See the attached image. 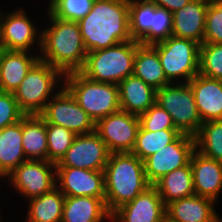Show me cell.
<instances>
[{"label":"cell","mask_w":222,"mask_h":222,"mask_svg":"<svg viewBox=\"0 0 222 222\" xmlns=\"http://www.w3.org/2000/svg\"><path fill=\"white\" fill-rule=\"evenodd\" d=\"M24 115L14 94L0 91V130L19 122Z\"/></svg>","instance_id":"obj_38"},{"label":"cell","mask_w":222,"mask_h":222,"mask_svg":"<svg viewBox=\"0 0 222 222\" xmlns=\"http://www.w3.org/2000/svg\"><path fill=\"white\" fill-rule=\"evenodd\" d=\"M139 127L138 115L120 109L100 119L95 124V131L110 153H123L134 148Z\"/></svg>","instance_id":"obj_12"},{"label":"cell","mask_w":222,"mask_h":222,"mask_svg":"<svg viewBox=\"0 0 222 222\" xmlns=\"http://www.w3.org/2000/svg\"><path fill=\"white\" fill-rule=\"evenodd\" d=\"M155 8L150 0H130L129 28L132 40L139 41L151 29Z\"/></svg>","instance_id":"obj_31"},{"label":"cell","mask_w":222,"mask_h":222,"mask_svg":"<svg viewBox=\"0 0 222 222\" xmlns=\"http://www.w3.org/2000/svg\"><path fill=\"white\" fill-rule=\"evenodd\" d=\"M199 74L222 80V43H203L200 45Z\"/></svg>","instance_id":"obj_33"},{"label":"cell","mask_w":222,"mask_h":222,"mask_svg":"<svg viewBox=\"0 0 222 222\" xmlns=\"http://www.w3.org/2000/svg\"><path fill=\"white\" fill-rule=\"evenodd\" d=\"M39 60L28 51L0 49V91L14 93Z\"/></svg>","instance_id":"obj_21"},{"label":"cell","mask_w":222,"mask_h":222,"mask_svg":"<svg viewBox=\"0 0 222 222\" xmlns=\"http://www.w3.org/2000/svg\"><path fill=\"white\" fill-rule=\"evenodd\" d=\"M6 177L19 194L31 199L56 187V164L48 160L28 159Z\"/></svg>","instance_id":"obj_10"},{"label":"cell","mask_w":222,"mask_h":222,"mask_svg":"<svg viewBox=\"0 0 222 222\" xmlns=\"http://www.w3.org/2000/svg\"><path fill=\"white\" fill-rule=\"evenodd\" d=\"M166 78L174 83L181 78L188 83L199 73L200 44L191 39L169 36L166 40L153 44Z\"/></svg>","instance_id":"obj_8"},{"label":"cell","mask_w":222,"mask_h":222,"mask_svg":"<svg viewBox=\"0 0 222 222\" xmlns=\"http://www.w3.org/2000/svg\"><path fill=\"white\" fill-rule=\"evenodd\" d=\"M110 152L96 131L76 135L56 167H76L86 170L103 171Z\"/></svg>","instance_id":"obj_13"},{"label":"cell","mask_w":222,"mask_h":222,"mask_svg":"<svg viewBox=\"0 0 222 222\" xmlns=\"http://www.w3.org/2000/svg\"><path fill=\"white\" fill-rule=\"evenodd\" d=\"M63 77L56 67L39 60L13 93L19 109L25 115H40Z\"/></svg>","instance_id":"obj_6"},{"label":"cell","mask_w":222,"mask_h":222,"mask_svg":"<svg viewBox=\"0 0 222 222\" xmlns=\"http://www.w3.org/2000/svg\"><path fill=\"white\" fill-rule=\"evenodd\" d=\"M188 83L202 122L222 120V80L198 73Z\"/></svg>","instance_id":"obj_17"},{"label":"cell","mask_w":222,"mask_h":222,"mask_svg":"<svg viewBox=\"0 0 222 222\" xmlns=\"http://www.w3.org/2000/svg\"><path fill=\"white\" fill-rule=\"evenodd\" d=\"M203 43H222V0L208 5Z\"/></svg>","instance_id":"obj_36"},{"label":"cell","mask_w":222,"mask_h":222,"mask_svg":"<svg viewBox=\"0 0 222 222\" xmlns=\"http://www.w3.org/2000/svg\"><path fill=\"white\" fill-rule=\"evenodd\" d=\"M166 206L157 189L151 185L134 200L111 214L112 222H162Z\"/></svg>","instance_id":"obj_16"},{"label":"cell","mask_w":222,"mask_h":222,"mask_svg":"<svg viewBox=\"0 0 222 222\" xmlns=\"http://www.w3.org/2000/svg\"><path fill=\"white\" fill-rule=\"evenodd\" d=\"M111 220L105 198L89 196L66 197L61 222H102Z\"/></svg>","instance_id":"obj_23"},{"label":"cell","mask_w":222,"mask_h":222,"mask_svg":"<svg viewBox=\"0 0 222 222\" xmlns=\"http://www.w3.org/2000/svg\"><path fill=\"white\" fill-rule=\"evenodd\" d=\"M156 104L171 116L175 128L195 136L202 125L189 83H171L156 90Z\"/></svg>","instance_id":"obj_7"},{"label":"cell","mask_w":222,"mask_h":222,"mask_svg":"<svg viewBox=\"0 0 222 222\" xmlns=\"http://www.w3.org/2000/svg\"><path fill=\"white\" fill-rule=\"evenodd\" d=\"M66 196L54 187L51 191L29 199L27 222H61Z\"/></svg>","instance_id":"obj_28"},{"label":"cell","mask_w":222,"mask_h":222,"mask_svg":"<svg viewBox=\"0 0 222 222\" xmlns=\"http://www.w3.org/2000/svg\"><path fill=\"white\" fill-rule=\"evenodd\" d=\"M190 165L193 176L194 193L215 202L222 191V163L203 156L198 151L192 153Z\"/></svg>","instance_id":"obj_19"},{"label":"cell","mask_w":222,"mask_h":222,"mask_svg":"<svg viewBox=\"0 0 222 222\" xmlns=\"http://www.w3.org/2000/svg\"><path fill=\"white\" fill-rule=\"evenodd\" d=\"M140 126L145 131L176 129L170 114L158 104L152 105L146 112L139 115Z\"/></svg>","instance_id":"obj_37"},{"label":"cell","mask_w":222,"mask_h":222,"mask_svg":"<svg viewBox=\"0 0 222 222\" xmlns=\"http://www.w3.org/2000/svg\"><path fill=\"white\" fill-rule=\"evenodd\" d=\"M153 186L157 189L165 206L173 201L194 195L190 163L162 176Z\"/></svg>","instance_id":"obj_27"},{"label":"cell","mask_w":222,"mask_h":222,"mask_svg":"<svg viewBox=\"0 0 222 222\" xmlns=\"http://www.w3.org/2000/svg\"><path fill=\"white\" fill-rule=\"evenodd\" d=\"M2 14L0 12V49L30 53L29 48L38 42L41 48L42 32L36 31V26L24 10L17 9L12 13ZM37 35L39 39L36 38Z\"/></svg>","instance_id":"obj_14"},{"label":"cell","mask_w":222,"mask_h":222,"mask_svg":"<svg viewBox=\"0 0 222 222\" xmlns=\"http://www.w3.org/2000/svg\"><path fill=\"white\" fill-rule=\"evenodd\" d=\"M56 182H58L56 187L66 197L89 196L105 198L103 171L76 167H56Z\"/></svg>","instance_id":"obj_15"},{"label":"cell","mask_w":222,"mask_h":222,"mask_svg":"<svg viewBox=\"0 0 222 222\" xmlns=\"http://www.w3.org/2000/svg\"><path fill=\"white\" fill-rule=\"evenodd\" d=\"M48 15L51 26L41 31L40 60L63 75L79 72L87 51L77 21L58 18L50 11Z\"/></svg>","instance_id":"obj_2"},{"label":"cell","mask_w":222,"mask_h":222,"mask_svg":"<svg viewBox=\"0 0 222 222\" xmlns=\"http://www.w3.org/2000/svg\"><path fill=\"white\" fill-rule=\"evenodd\" d=\"M120 109L140 115L156 103V89L134 75L126 77L119 84Z\"/></svg>","instance_id":"obj_22"},{"label":"cell","mask_w":222,"mask_h":222,"mask_svg":"<svg viewBox=\"0 0 222 222\" xmlns=\"http://www.w3.org/2000/svg\"><path fill=\"white\" fill-rule=\"evenodd\" d=\"M130 0H94L90 11L77 20L87 52L131 41Z\"/></svg>","instance_id":"obj_1"},{"label":"cell","mask_w":222,"mask_h":222,"mask_svg":"<svg viewBox=\"0 0 222 222\" xmlns=\"http://www.w3.org/2000/svg\"><path fill=\"white\" fill-rule=\"evenodd\" d=\"M40 115L46 124L65 127L76 135L95 131V122L63 85L59 92L53 94Z\"/></svg>","instance_id":"obj_9"},{"label":"cell","mask_w":222,"mask_h":222,"mask_svg":"<svg viewBox=\"0 0 222 222\" xmlns=\"http://www.w3.org/2000/svg\"><path fill=\"white\" fill-rule=\"evenodd\" d=\"M214 200L196 194L173 201L166 206V216L175 222H221Z\"/></svg>","instance_id":"obj_20"},{"label":"cell","mask_w":222,"mask_h":222,"mask_svg":"<svg viewBox=\"0 0 222 222\" xmlns=\"http://www.w3.org/2000/svg\"><path fill=\"white\" fill-rule=\"evenodd\" d=\"M210 1L191 0L182 9L172 13V36L203 44L206 12Z\"/></svg>","instance_id":"obj_18"},{"label":"cell","mask_w":222,"mask_h":222,"mask_svg":"<svg viewBox=\"0 0 222 222\" xmlns=\"http://www.w3.org/2000/svg\"><path fill=\"white\" fill-rule=\"evenodd\" d=\"M194 151V136L181 133L173 142L144 160L147 181L153 185L169 172L187 166Z\"/></svg>","instance_id":"obj_11"},{"label":"cell","mask_w":222,"mask_h":222,"mask_svg":"<svg viewBox=\"0 0 222 222\" xmlns=\"http://www.w3.org/2000/svg\"><path fill=\"white\" fill-rule=\"evenodd\" d=\"M47 160L57 164L71 147L76 136L69 129L54 124H46Z\"/></svg>","instance_id":"obj_32"},{"label":"cell","mask_w":222,"mask_h":222,"mask_svg":"<svg viewBox=\"0 0 222 222\" xmlns=\"http://www.w3.org/2000/svg\"><path fill=\"white\" fill-rule=\"evenodd\" d=\"M64 87L95 124L103 117L120 110L119 86L88 79L80 72L64 75Z\"/></svg>","instance_id":"obj_5"},{"label":"cell","mask_w":222,"mask_h":222,"mask_svg":"<svg viewBox=\"0 0 222 222\" xmlns=\"http://www.w3.org/2000/svg\"><path fill=\"white\" fill-rule=\"evenodd\" d=\"M103 172L105 203L111 214L151 186L145 175L144 161L131 152L110 153Z\"/></svg>","instance_id":"obj_3"},{"label":"cell","mask_w":222,"mask_h":222,"mask_svg":"<svg viewBox=\"0 0 222 222\" xmlns=\"http://www.w3.org/2000/svg\"><path fill=\"white\" fill-rule=\"evenodd\" d=\"M194 138L196 151L222 163V120L202 123Z\"/></svg>","instance_id":"obj_30"},{"label":"cell","mask_w":222,"mask_h":222,"mask_svg":"<svg viewBox=\"0 0 222 222\" xmlns=\"http://www.w3.org/2000/svg\"><path fill=\"white\" fill-rule=\"evenodd\" d=\"M156 7L164 8L169 12H176L186 6L191 0H150Z\"/></svg>","instance_id":"obj_39"},{"label":"cell","mask_w":222,"mask_h":222,"mask_svg":"<svg viewBox=\"0 0 222 222\" xmlns=\"http://www.w3.org/2000/svg\"><path fill=\"white\" fill-rule=\"evenodd\" d=\"M133 75L156 90L171 84L165 76L157 49L153 45L138 44Z\"/></svg>","instance_id":"obj_25"},{"label":"cell","mask_w":222,"mask_h":222,"mask_svg":"<svg viewBox=\"0 0 222 222\" xmlns=\"http://www.w3.org/2000/svg\"><path fill=\"white\" fill-rule=\"evenodd\" d=\"M94 0H51L49 11L64 20L77 21L92 8Z\"/></svg>","instance_id":"obj_35"},{"label":"cell","mask_w":222,"mask_h":222,"mask_svg":"<svg viewBox=\"0 0 222 222\" xmlns=\"http://www.w3.org/2000/svg\"><path fill=\"white\" fill-rule=\"evenodd\" d=\"M180 134L177 129H164L151 132L145 131L140 126L131 153L144 161L150 155L173 142Z\"/></svg>","instance_id":"obj_29"},{"label":"cell","mask_w":222,"mask_h":222,"mask_svg":"<svg viewBox=\"0 0 222 222\" xmlns=\"http://www.w3.org/2000/svg\"><path fill=\"white\" fill-rule=\"evenodd\" d=\"M172 12L160 7L154 9L151 29L139 40L141 44L153 45L172 36Z\"/></svg>","instance_id":"obj_34"},{"label":"cell","mask_w":222,"mask_h":222,"mask_svg":"<svg viewBox=\"0 0 222 222\" xmlns=\"http://www.w3.org/2000/svg\"><path fill=\"white\" fill-rule=\"evenodd\" d=\"M28 160L22 147V119L0 130V175L4 178Z\"/></svg>","instance_id":"obj_24"},{"label":"cell","mask_w":222,"mask_h":222,"mask_svg":"<svg viewBox=\"0 0 222 222\" xmlns=\"http://www.w3.org/2000/svg\"><path fill=\"white\" fill-rule=\"evenodd\" d=\"M140 42L131 40L113 47L87 52L82 75L97 82L119 84L133 75L136 48Z\"/></svg>","instance_id":"obj_4"},{"label":"cell","mask_w":222,"mask_h":222,"mask_svg":"<svg viewBox=\"0 0 222 222\" xmlns=\"http://www.w3.org/2000/svg\"><path fill=\"white\" fill-rule=\"evenodd\" d=\"M162 222H175V221H172L169 217L165 216Z\"/></svg>","instance_id":"obj_40"},{"label":"cell","mask_w":222,"mask_h":222,"mask_svg":"<svg viewBox=\"0 0 222 222\" xmlns=\"http://www.w3.org/2000/svg\"><path fill=\"white\" fill-rule=\"evenodd\" d=\"M22 147L27 159L47 160L46 122L41 115L22 117Z\"/></svg>","instance_id":"obj_26"}]
</instances>
